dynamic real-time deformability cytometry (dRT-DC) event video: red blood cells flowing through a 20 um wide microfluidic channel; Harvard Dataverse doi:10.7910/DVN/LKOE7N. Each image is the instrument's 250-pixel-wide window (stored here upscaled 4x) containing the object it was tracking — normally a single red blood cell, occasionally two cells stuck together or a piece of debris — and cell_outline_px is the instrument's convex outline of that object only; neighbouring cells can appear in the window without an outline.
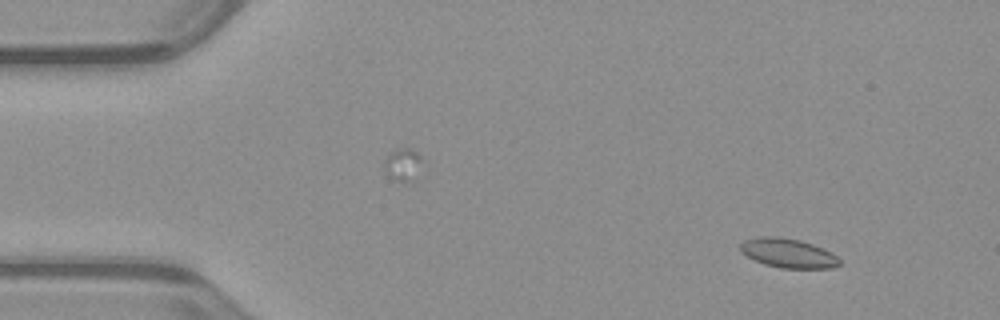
{"species": "common noctule bat (a hibernating species)", "species_latin": "Nyctalus noctula", "temperature_condition": "warm", "stored_images_in_passage": 41, "camera_frame_rate_fps": 3000, "um_per_image_px": 0.085, "animal": {"sex": "male", "body_mass_g": 23.1, "forearm_length_mm": 52.7}, "frame": {"image": 1, "passage_image": 5, "time_ms": 1.333, "image_size_px": [1000, 320], "cell_outline_px": [[840, 264], [832, 268], [780, 268], [764, 264], [740, 252], [740, 244], [744, 240], [760, 236], [780, 236], [800, 240], [812, 244], [836, 256], [840, 260]], "centroid_in_image_um": [66.95, 21.51], "position_along_channel_um": 18.1, "area_um2": 16.76}}
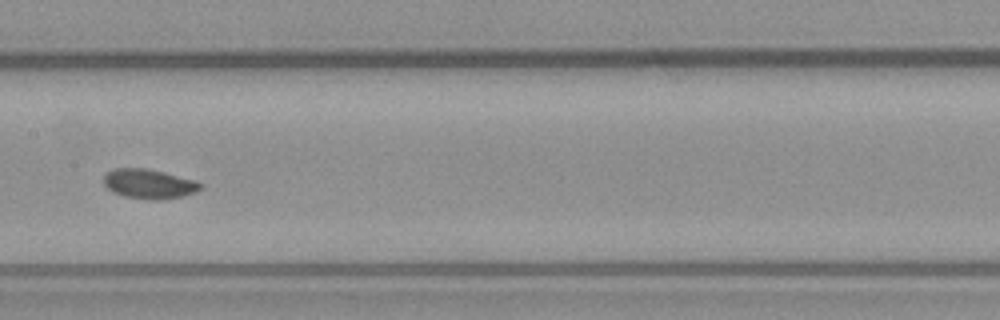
{"frame": {"image": 2, "passage_image": 26, "time_ms": 8.333, "image_size_px": [1000, 320], "cell_outline_px": [[204, 184], [196, 192], [164, 200], [156, 200], [124, 196], [112, 192], [104, 184], [104, 176], [108, 172], [116, 168], [144, 168], [164, 172], [196, 180]], "centroid_in_image_um": [12.69, 15.63], "position_along_channel_um": 194.7, "area_um2": 16.59}}
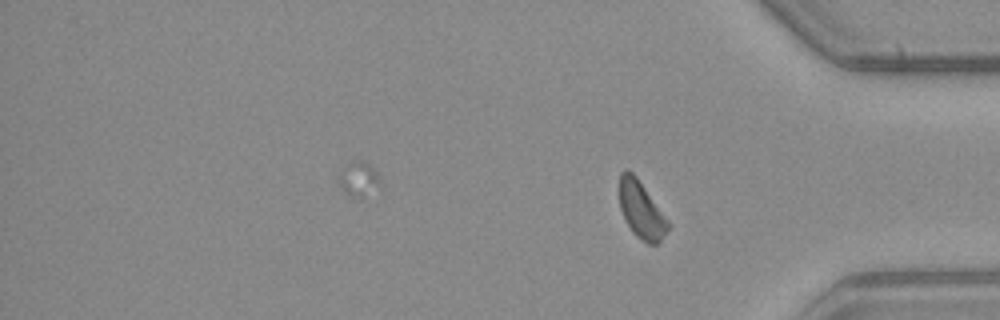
{"frame": {"image": 3, "passage_image": 41, "time_ms": 13.333, "image_size_px": [1000, 320], "cell_outline_px": [[668, 228], [660, 240], [656, 244], [648, 244], [636, 236], [632, 232], [624, 220], [620, 208], [616, 188], [620, 172], [624, 168], [628, 168], [636, 176], [668, 220]], "centroid_in_image_um": [54.41, 17.77], "position_along_channel_um": 380.8, "area_um2": 16.47}, "authors_computed_cell_mechanics": {"area_um2": 16.5886, "velocity_mm_per_s": 3.9294, "shape_relaxation_time_tau1_ms": 2.6669, "shape_relaxation_time_tau2_ms": null, "deformation_change_tau1": 0.0633, "deformation_change_tau2": null}}